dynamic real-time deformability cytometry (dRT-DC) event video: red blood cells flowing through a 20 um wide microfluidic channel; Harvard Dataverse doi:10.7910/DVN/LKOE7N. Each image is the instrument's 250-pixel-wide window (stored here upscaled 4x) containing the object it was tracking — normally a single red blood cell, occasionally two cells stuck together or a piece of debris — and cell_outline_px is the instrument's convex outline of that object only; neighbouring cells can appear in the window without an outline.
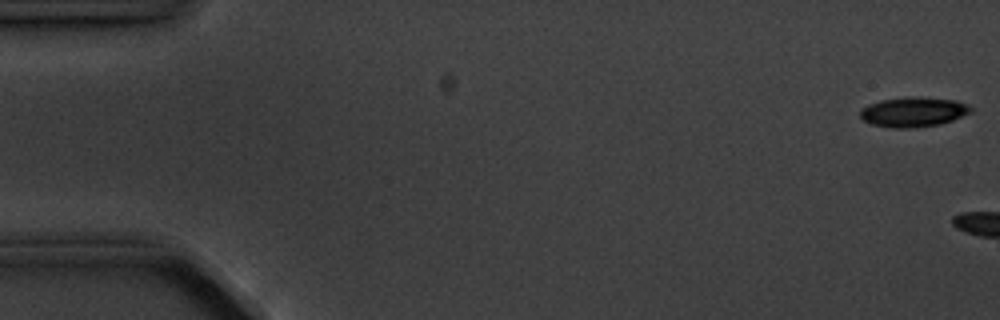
{"species": "common noctule bat (a hibernating species)", "species_latin": "Nyctalus noctula", "temperature_condition": "cold", "stored_images_in_passage": 11, "camera_frame_rate_fps": 3000, "um_per_image_px": 0.085, "animal": {"sex": "male", "body_mass_g": 20.1, "forearm_length_mm": 53.5}, "frame": {"image": 1, "passage_image": 1, "time_ms": 0.0, "image_size_px": [1000, 320], "cell_outline_px": [[972, 112], [952, 120], [940, 124], [916, 128], [892, 128], [872, 124], [864, 120], [860, 116], [860, 108], [868, 104], [880, 100], [912, 96], [956, 100], [968, 104], [972, 108]], "centroid_in_image_um": [77.63, 9.51], "position_along_channel_um": 7.4, "area_um2": 19.36}}
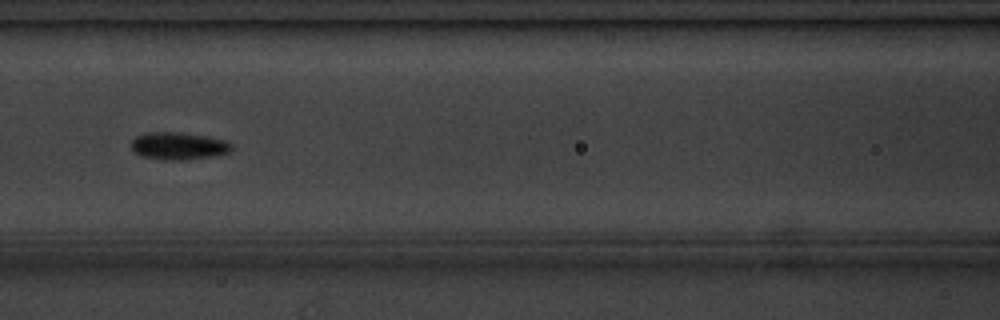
{"frame": {"image": 2, "passage_image": 8, "time_ms": 9.0, "image_size_px": [1000, 320], "cell_outline_px": [[232, 148], [228, 152], [216, 156], [188, 160], [160, 160], [140, 156], [132, 148], [132, 140], [136, 136], [148, 132], [180, 132], [208, 136], [228, 140], [232, 144]], "centroid_in_image_um": [15.21, 12.41], "position_along_channel_um": 151.4, "area_um2": 16.36}}